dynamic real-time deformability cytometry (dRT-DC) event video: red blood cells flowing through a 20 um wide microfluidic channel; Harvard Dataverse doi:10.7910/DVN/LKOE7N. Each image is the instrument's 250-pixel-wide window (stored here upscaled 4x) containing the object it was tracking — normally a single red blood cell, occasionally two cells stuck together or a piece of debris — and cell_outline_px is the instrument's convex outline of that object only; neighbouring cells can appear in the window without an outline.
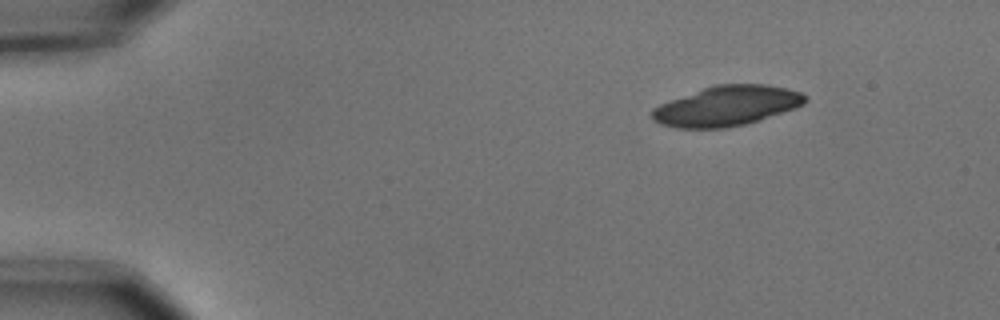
{"species": "common noctule bat (a hibernating species)", "species_latin": "Nyctalus noctula", "temperature_condition": "cold", "stored_images_in_passage": 5, "camera_frame_rate_fps": 3000, "um_per_image_px": 0.085, "animal": {"sex": "male", "body_mass_g": 15.6}, "frame": {"image": 1, "passage_image": 1, "time_ms": 0.0, "image_size_px": [1000, 320], "cell_outline_px": [[808, 100], [804, 104], [796, 108], [744, 124], [724, 128], [676, 128], [660, 124], [652, 120], [648, 116], [652, 108], [660, 104], [704, 88], [716, 84], [768, 84], [800, 92]], "centroid_in_image_um": [61.73, 9.01], "position_along_channel_um": 23.3, "area_um2": 35.49}}